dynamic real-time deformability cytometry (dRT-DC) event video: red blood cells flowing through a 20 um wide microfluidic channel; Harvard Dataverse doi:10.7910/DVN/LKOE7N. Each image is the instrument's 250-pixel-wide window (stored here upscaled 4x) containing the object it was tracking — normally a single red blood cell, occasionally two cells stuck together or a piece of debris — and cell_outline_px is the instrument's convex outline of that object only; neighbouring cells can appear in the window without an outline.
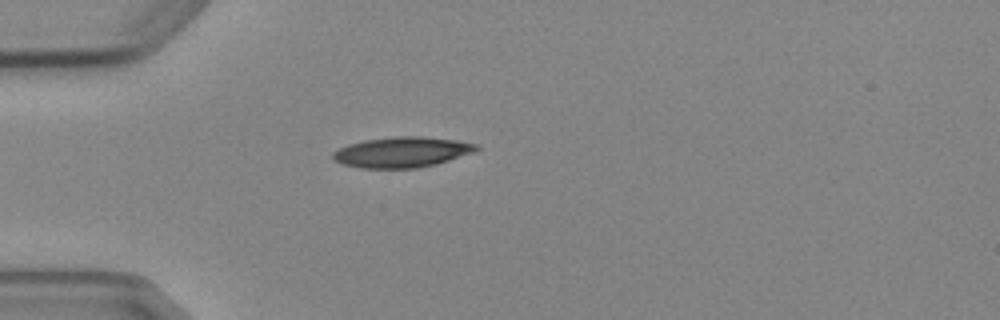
{"species": "Egyptian fruit bat (a non-hibernating species)", "species_latin": "Rousettus aegyptiacus", "temperature_condition": "cold", "stored_images_in_passage": 1, "camera_frame_rate_fps": 3000, "um_per_image_px": 0.085, "animal": {"sex": "female"}, "frame": {"image": 1, "passage_image": 1, "time_ms": 0.0, "image_size_px": [1000, 320], "cell_outline_px": [[480, 148], [476, 152], [436, 164], [416, 168], [360, 168], [344, 164], [336, 160], [332, 156], [332, 152], [348, 144], [364, 140], [396, 136], [420, 136], [456, 140], [476, 144]], "centroid_in_image_um": [34.19, 12.93], "position_along_channel_um": 50.8, "area_um2": 25.43}}